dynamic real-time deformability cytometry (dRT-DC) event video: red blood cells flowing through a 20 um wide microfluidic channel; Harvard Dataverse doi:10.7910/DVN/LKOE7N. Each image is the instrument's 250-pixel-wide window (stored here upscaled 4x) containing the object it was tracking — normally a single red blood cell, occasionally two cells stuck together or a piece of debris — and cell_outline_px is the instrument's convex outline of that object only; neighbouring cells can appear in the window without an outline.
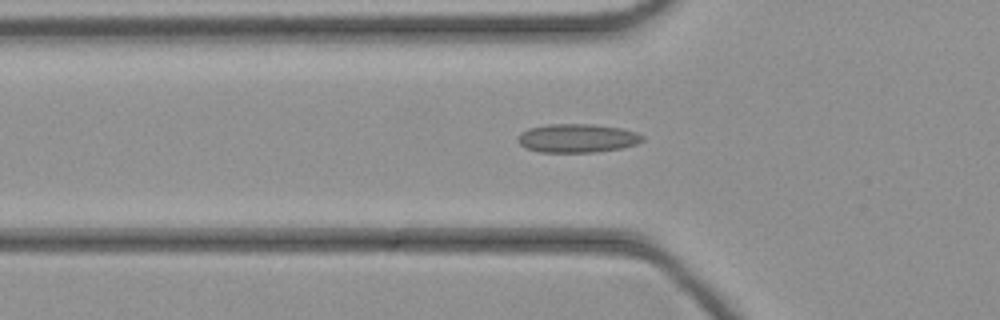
{"species": "common noctule bat (a hibernating species)", "species_latin": "Nyctalus noctula", "temperature_condition": "cold", "stored_images_in_passage": 37, "camera_frame_rate_fps": 3000, "um_per_image_px": 0.085, "animal": {"sex": "female", "body_mass_g": 21.9}, "frame": {"image": 1, "passage_image": 6, "time_ms": 1.667, "image_size_px": [1000, 320], "cell_outline_px": [[644, 140], [636, 144], [620, 148], [596, 152], [540, 152], [524, 148], [516, 140], [516, 136], [520, 132], [528, 128], [548, 124], [592, 124], [620, 128], [636, 132], [644, 136]], "centroid_in_image_um": [49.01, 11.74], "position_along_channel_um": 76.8, "area_um2": 20.98}}
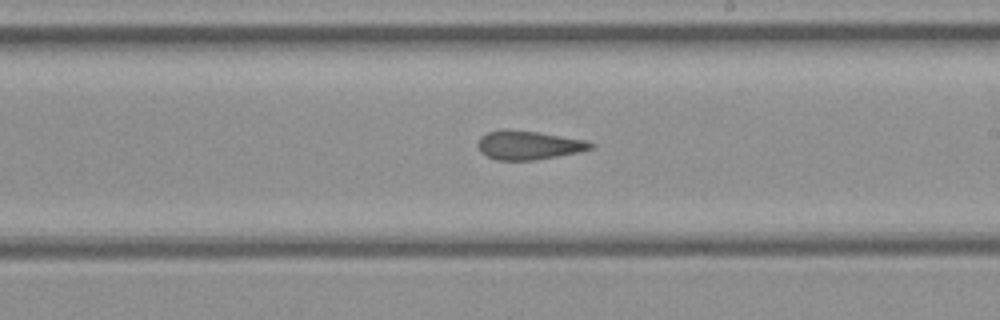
{"frame": {"image": 2, "passage_image": 17, "time_ms": 5.333, "image_size_px": [1000, 320], "cell_outline_px": [[596, 144], [592, 148], [580, 152], [536, 160], [496, 160], [480, 152], [476, 144], [480, 136], [488, 132], [536, 132], [588, 140]], "centroid_in_image_um": [44.98, 12.38], "position_along_channel_um": 244.0, "area_um2": 18.5}}
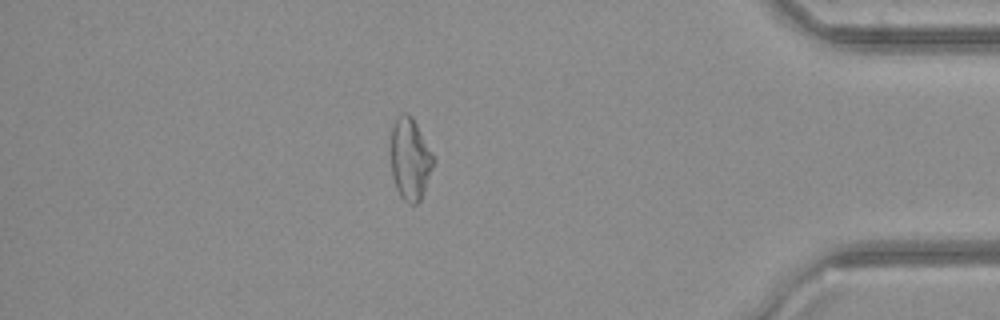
{"frame": {"image": 3, "passage_image": 30, "time_ms": 9.667, "image_size_px": [1000, 320], "cell_outline_px": [[436, 160], [424, 192], [420, 200], [416, 204], [408, 204], [400, 196], [396, 188], [392, 176], [392, 128], [396, 116], [404, 112], [412, 116], [432, 152]], "centroid_in_image_um": [34.88, 13.53], "position_along_channel_um": 400.3, "area_um2": 20.35}}